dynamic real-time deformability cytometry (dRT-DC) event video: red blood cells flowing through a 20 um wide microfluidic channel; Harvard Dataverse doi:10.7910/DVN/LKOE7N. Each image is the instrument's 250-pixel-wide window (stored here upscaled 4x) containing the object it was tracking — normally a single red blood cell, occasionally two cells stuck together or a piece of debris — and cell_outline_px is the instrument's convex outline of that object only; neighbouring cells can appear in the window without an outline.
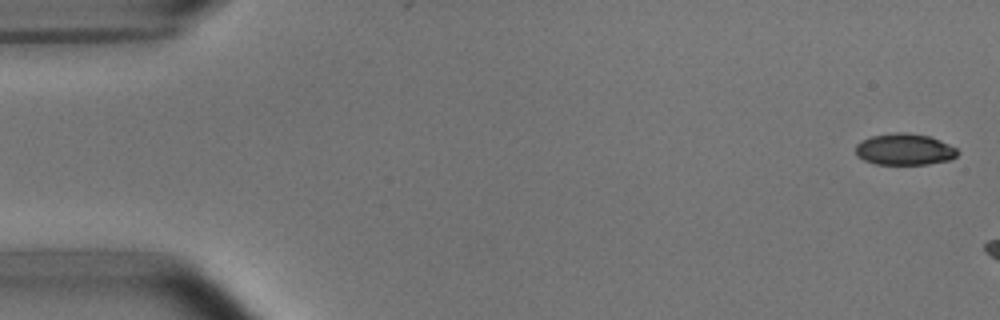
{"species": "common noctule bat (a hibernating species)", "species_latin": "Nyctalus noctula", "temperature_condition": "room temperature", "stored_images_in_passage": 7, "camera_frame_rate_fps": 3000, "um_per_image_px": 0.085, "animal": {"sex": "male", "body_mass_g": 15.6}, "frame": {"image": 1, "passage_image": 2, "time_ms": 0.333, "image_size_px": [1000, 320], "cell_outline_px": [[960, 152], [952, 160], [928, 164], [876, 164], [864, 160], [856, 156], [856, 144], [860, 140], [872, 136], [896, 132], [904, 132], [928, 136], [940, 140], [956, 148]], "centroid_in_image_um": [76.88, 12.7], "position_along_channel_um": 8.1, "area_um2": 18.79}}